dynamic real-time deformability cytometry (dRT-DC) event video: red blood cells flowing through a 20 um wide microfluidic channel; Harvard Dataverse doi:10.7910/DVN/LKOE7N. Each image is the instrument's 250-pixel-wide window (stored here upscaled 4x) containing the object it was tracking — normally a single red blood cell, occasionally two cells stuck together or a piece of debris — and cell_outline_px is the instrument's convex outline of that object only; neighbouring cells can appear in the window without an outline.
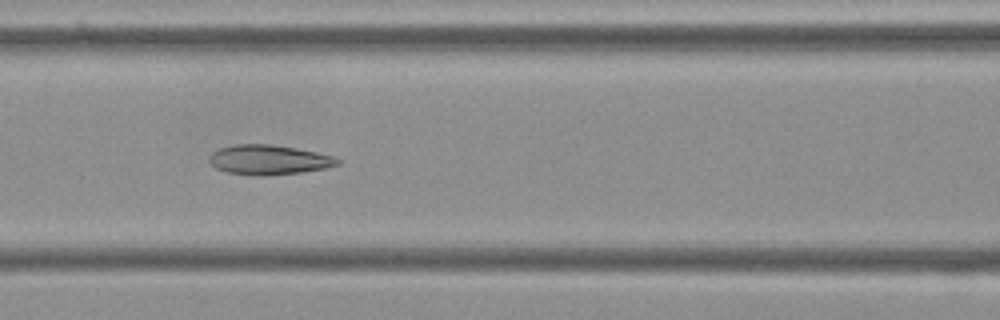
{"species": "Egyptian fruit bat (a non-hibernating species)", "species_latin": "Rousettus aegyptiacus", "temperature_condition": "cold", "stored_images_in_passage": 7, "camera_frame_rate_fps": 3000, "um_per_image_px": 0.085, "frame": {"image": 1, "passage_image": 7, "time_ms": 2.0, "image_size_px": [1000, 320], "cell_outline_px": [[340, 164], [324, 168], [304, 172], [264, 176], [260, 176], [228, 172], [216, 168], [208, 160], [208, 156], [212, 152], [220, 148], [236, 144], [272, 144], [296, 148], [316, 152], [332, 156], [340, 160]], "centroid_in_image_um": [22.84, 13.58], "position_along_channel_um": 143.8, "area_um2": 22.2}}